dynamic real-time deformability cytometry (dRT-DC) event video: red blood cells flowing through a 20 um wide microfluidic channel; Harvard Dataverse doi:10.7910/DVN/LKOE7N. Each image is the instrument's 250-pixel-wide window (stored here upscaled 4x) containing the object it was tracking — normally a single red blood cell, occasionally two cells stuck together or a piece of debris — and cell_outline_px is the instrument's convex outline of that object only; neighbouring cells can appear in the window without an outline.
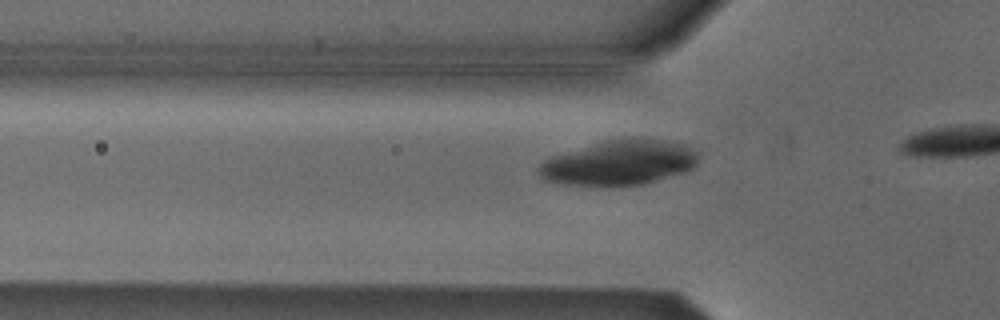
{"species": "Egyptian fruit bat (a non-hibernating species)", "species_latin": "Rousettus aegyptiacus", "temperature_condition": "cold", "stored_images_in_passage": 5, "camera_frame_rate_fps": 3000, "um_per_image_px": 0.085, "animal": {"sex": "male"}, "frame": {"image": 1, "passage_image": 2, "time_ms": 0.333, "image_size_px": [1000, 320], "cell_outline_px": [[700, 152], [696, 164], [692, 168], [684, 172], [640, 184], [568, 184], [544, 180], [536, 172], [536, 168], [544, 160], [552, 156], [604, 140], [632, 136], [664, 140], [684, 144]], "centroid_in_image_um": [52.65, 13.78], "position_along_channel_um": 73.1, "area_um2": 41.56}}